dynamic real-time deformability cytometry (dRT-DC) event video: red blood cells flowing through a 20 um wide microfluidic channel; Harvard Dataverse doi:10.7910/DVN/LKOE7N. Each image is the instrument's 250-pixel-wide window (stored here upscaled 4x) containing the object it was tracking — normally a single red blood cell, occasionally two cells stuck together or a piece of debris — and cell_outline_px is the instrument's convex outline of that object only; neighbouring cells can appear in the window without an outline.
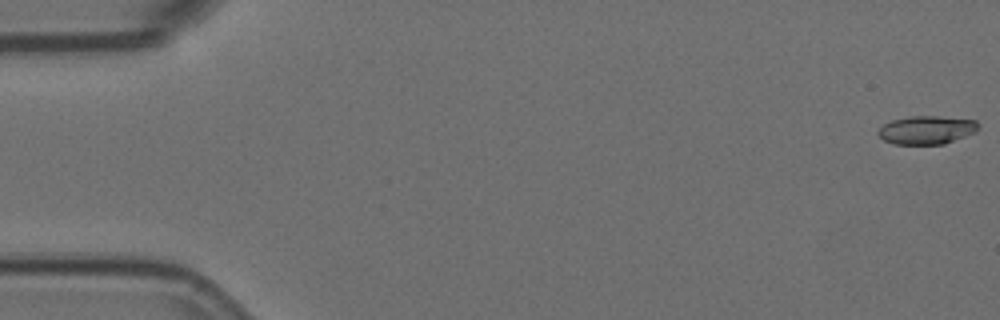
{"species": "Egyptian fruit bat (a non-hibernating species)", "species_latin": "Rousettus aegyptiacus", "temperature_condition": "room temperature", "stored_images_in_passage": 57, "camera_frame_rate_fps": 3000, "um_per_image_px": 0.085, "animal": {"sex": "female"}, "frame": {"image": 1, "passage_image": 1, "time_ms": 0.0, "image_size_px": [1000, 320], "cell_outline_px": [[976, 132], [944, 144], [892, 144], [884, 140], [876, 132], [884, 124], [892, 120], [912, 116], [936, 116], [976, 120]], "centroid_in_image_um": [78.73, 11.05], "position_along_channel_um": 6.3, "area_um2": 16.36}}
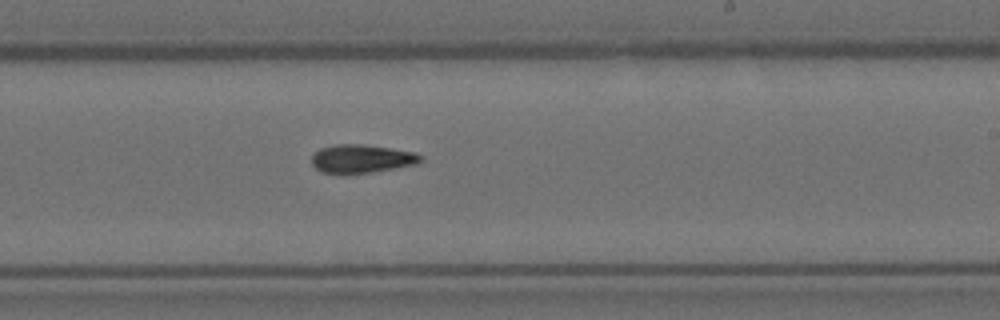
{"frame": {"image": 2, "passage_image": 34, "time_ms": 11.0, "image_size_px": [1000, 320], "cell_outline_px": [[424, 160], [416, 164], [372, 172], [320, 172], [312, 164], [312, 156], [320, 148], [336, 144], [364, 144], [416, 152], [424, 156]], "centroid_in_image_um": [30.79, 13.47], "position_along_channel_um": 258.2, "area_um2": 17.8}}
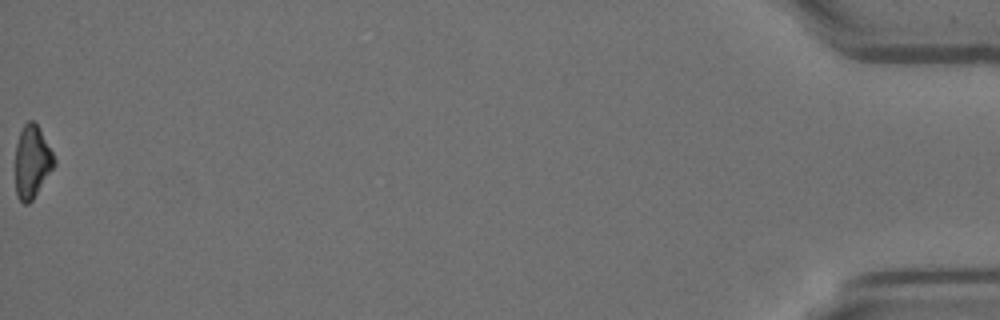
{"frame": {"image": 3, "passage_image": 57, "time_ms": 18.667, "image_size_px": [1000, 320], "cell_outline_px": [[56, 164], [32, 200], [28, 204], [24, 204], [16, 196], [16, 144], [20, 132], [24, 124], [28, 120], [32, 120], [36, 124], [52, 152], [56, 160]], "centroid_in_image_um": [2.72, 13.77], "position_along_channel_um": 432.5, "area_um2": 16.18}, "authors_computed_cell_mechanics": {"area_um2": 17.5712, "velocity_mm_per_s": 3.6298, "shape_relaxation_time_tau1_ms": 7.5842, "shape_relaxation_time_tau2_ms": 10.6283, "deformation_change_tau1": 0.1772, "deformation_change_tau2": 0.1968}}